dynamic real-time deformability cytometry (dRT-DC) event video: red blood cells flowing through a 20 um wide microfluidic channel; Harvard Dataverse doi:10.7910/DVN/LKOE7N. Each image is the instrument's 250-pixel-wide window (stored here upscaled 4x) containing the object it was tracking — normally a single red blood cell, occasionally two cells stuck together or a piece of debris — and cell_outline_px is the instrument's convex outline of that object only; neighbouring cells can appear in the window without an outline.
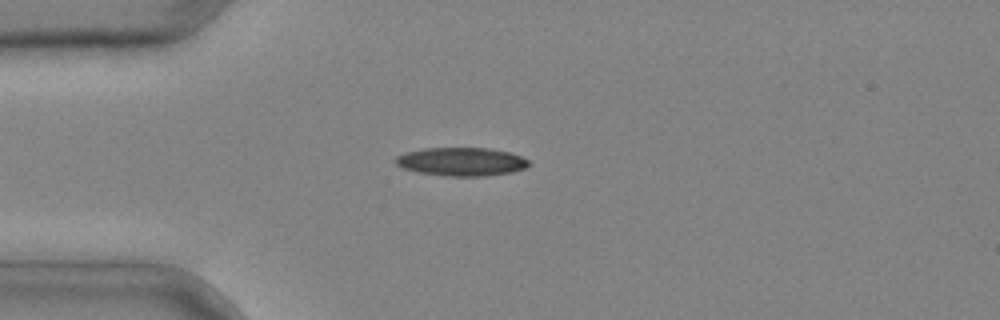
{"species": "common noctule bat (a hibernating species)", "species_latin": "Nyctalus noctula", "temperature_condition": "cold", "stored_images_in_passage": 3, "camera_frame_rate_fps": 3000, "um_per_image_px": 0.085, "animal": {"sex": "male", "body_mass_g": 20.4}, "frame": {"image": 1, "passage_image": 3, "time_ms": 0.667, "image_size_px": [1000, 320], "cell_outline_px": [[532, 164], [528, 168], [512, 172], [484, 176], [444, 176], [420, 172], [404, 168], [396, 164], [396, 156], [404, 152], [424, 148], [488, 148], [508, 152], [520, 156], [528, 160]], "centroid_in_image_um": [39.25, 13.74], "position_along_channel_um": 45.7, "area_um2": 22.08}}